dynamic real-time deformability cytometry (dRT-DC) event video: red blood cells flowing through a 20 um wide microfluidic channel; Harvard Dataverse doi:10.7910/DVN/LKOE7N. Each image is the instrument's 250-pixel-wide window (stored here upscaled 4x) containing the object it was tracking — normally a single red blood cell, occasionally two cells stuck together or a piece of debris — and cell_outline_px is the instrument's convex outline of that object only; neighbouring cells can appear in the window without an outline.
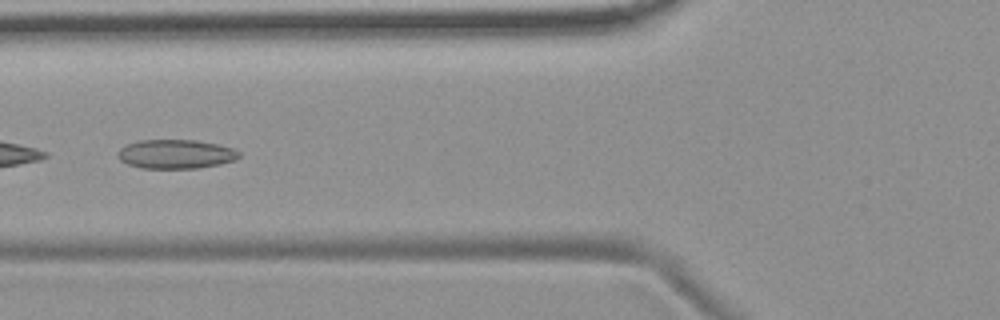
{"species": "common noctule bat (a hibernating species)", "species_latin": "Nyctalus noctula", "temperature_condition": "room temperature", "stored_images_in_passage": 10, "camera_frame_rate_fps": 3000, "um_per_image_px": 0.085, "animal": {"sex": "female", "body_mass_g": 19.9}, "frame": {"image": 1, "passage_image": 5, "time_ms": 5.667, "image_size_px": [1000, 320], "cell_outline_px": [[240, 156], [236, 160], [220, 164], [200, 168], [140, 168], [128, 164], [120, 160], [116, 156], [116, 152], [120, 148], [128, 144], [140, 140], [196, 140], [220, 144], [232, 148], [240, 152]], "centroid_in_image_um": [14.94, 13.1], "position_along_channel_um": 110.9, "area_um2": 20.75}}
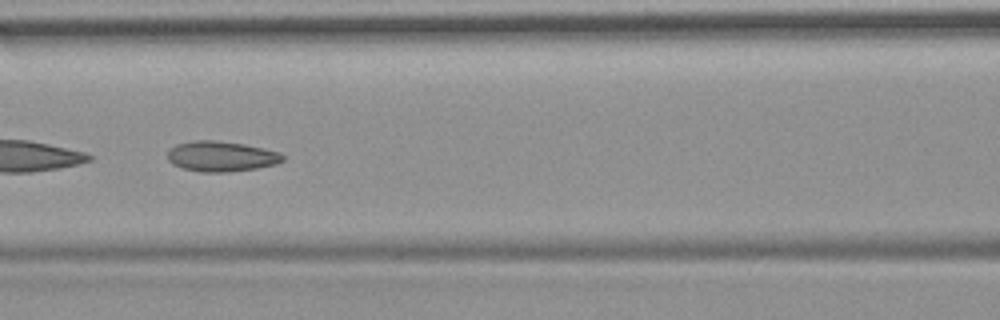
{"frame": {"image": 2, "passage_image": 6, "time_ms": 6.667, "image_size_px": [1000, 320], "cell_outline_px": [[284, 160], [276, 164], [256, 168], [228, 172], [200, 172], [180, 168], [172, 164], [168, 160], [168, 148], [176, 144], [196, 140], [216, 140], [244, 144], [264, 148], [280, 152], [284, 156]], "centroid_in_image_um": [18.78, 13.29], "position_along_channel_um": 147.8, "area_um2": 20.58}}
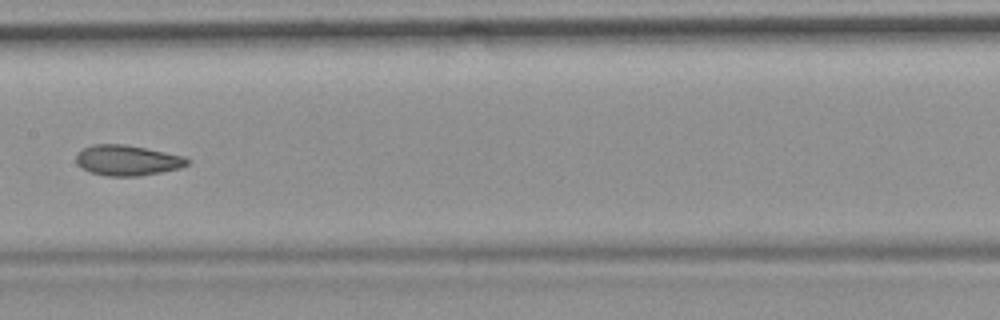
{"frame": {"image": 3, "passage_image": 7, "time_ms": 8.0, "image_size_px": [1000, 320], "cell_outline_px": [[192, 160], [188, 164], [180, 168], [140, 176], [108, 176], [88, 172], [76, 164], [76, 152], [92, 144], [124, 144], [184, 156]], "centroid_in_image_um": [10.79, 13.63], "position_along_channel_um": 196.6, "area_um2": 19.83}}